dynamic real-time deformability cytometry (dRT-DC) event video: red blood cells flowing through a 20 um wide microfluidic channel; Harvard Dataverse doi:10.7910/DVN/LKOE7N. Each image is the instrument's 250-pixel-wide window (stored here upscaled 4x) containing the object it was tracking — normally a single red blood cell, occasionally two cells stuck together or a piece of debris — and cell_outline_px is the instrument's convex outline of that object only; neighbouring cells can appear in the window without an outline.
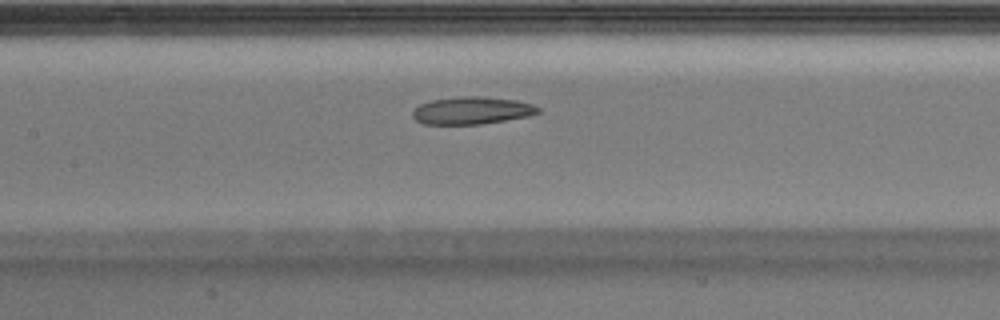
{"species": "Egyptian fruit bat (a non-hibernating species)", "species_latin": "Rousettus aegyptiacus", "temperature_condition": "warm", "stored_images_in_passage": 38, "camera_frame_rate_fps": 3000, "um_per_image_px": 0.085, "animal": {"sex": "male"}, "frame": {"image": 1, "passage_image": 17, "time_ms": 5.333, "image_size_px": [1000, 320], "cell_outline_px": [[540, 112], [528, 116], [480, 124], [424, 124], [416, 120], [412, 116], [412, 112], [420, 104], [432, 100], [464, 96], [476, 96], [516, 100], [532, 104], [540, 108]], "centroid_in_image_um": [40.1, 9.39], "position_along_channel_um": 167.3, "area_um2": 19.83}}
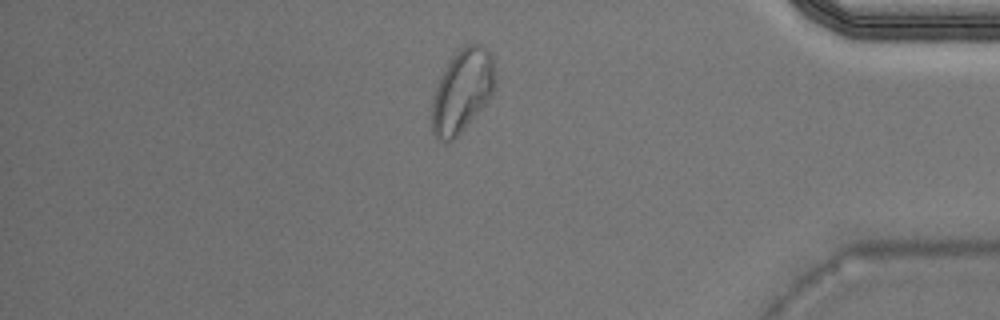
{"frame": {"image": 2, "passage_image": 33, "time_ms": 10.667, "image_size_px": [1000, 320], "cell_outline_px": [[496, 80], [492, 92], [488, 100], [464, 128], [448, 144], [440, 140], [432, 132], [432, 100], [436, 88], [452, 56], [464, 44], [480, 44], [492, 56], [496, 72]], "centroid_in_image_um": [39.3, 7.72], "position_along_channel_um": 395.9, "area_um2": 30.17}}